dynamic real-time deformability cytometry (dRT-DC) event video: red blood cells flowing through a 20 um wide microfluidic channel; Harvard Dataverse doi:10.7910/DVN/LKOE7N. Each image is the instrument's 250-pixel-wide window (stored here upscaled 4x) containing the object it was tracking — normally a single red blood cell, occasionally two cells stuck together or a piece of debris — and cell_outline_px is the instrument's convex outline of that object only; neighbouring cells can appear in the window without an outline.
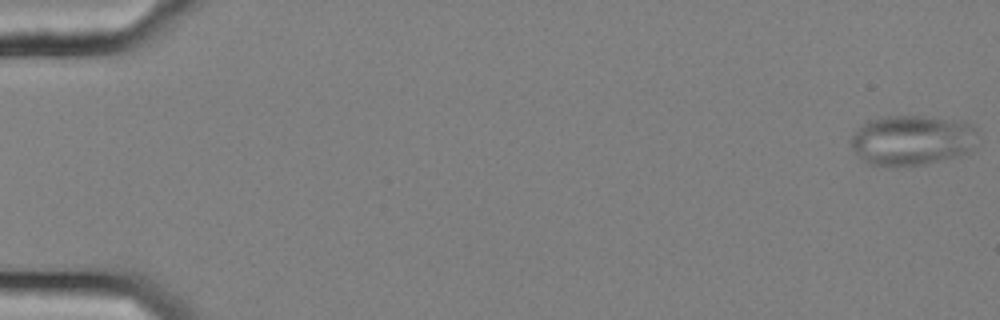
{"species": "common noctule bat (a hibernating species)", "species_latin": "Nyctalus noctula", "temperature_condition": "cold", "stored_images_in_passage": 57, "camera_frame_rate_fps": 3000, "um_per_image_px": 0.085, "animal": {"sex": "female", "body_mass_g": 25.1}, "frame": {"image": 1, "passage_image": 1, "time_ms": 0.0, "image_size_px": [1000, 320], "cell_outline_px": [[976, 132], [972, 152], [960, 156], [924, 164], [872, 164], [864, 160], [852, 148], [852, 136], [868, 120], [888, 116], [924, 116], [972, 124], [976, 128]], "centroid_in_image_um": [77.57, 11.9], "position_along_channel_um": 7.4, "area_um2": 36.13}}
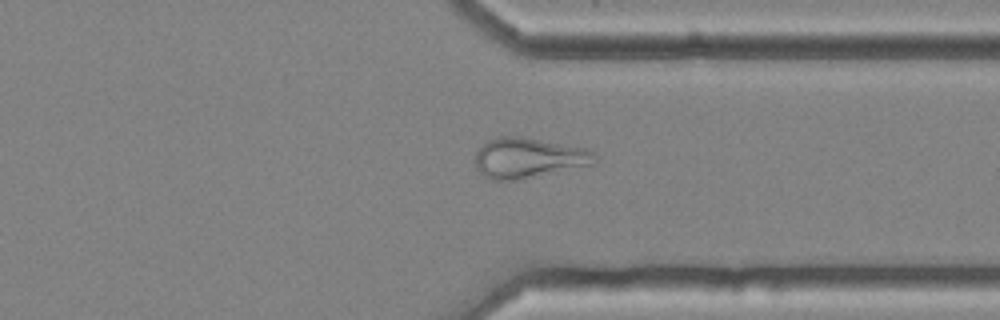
{"frame": {"image": 2, "passage_image": 44, "time_ms": 14.333, "image_size_px": [1000, 320], "cell_outline_px": [[600, 156], [592, 164], [520, 180], [492, 180], [484, 176], [476, 168], [476, 152], [488, 140], [496, 136], [520, 136], [584, 148], [596, 152]], "centroid_in_image_um": [44.92, 13.42], "position_along_channel_um": 366.5, "area_um2": 28.03}}
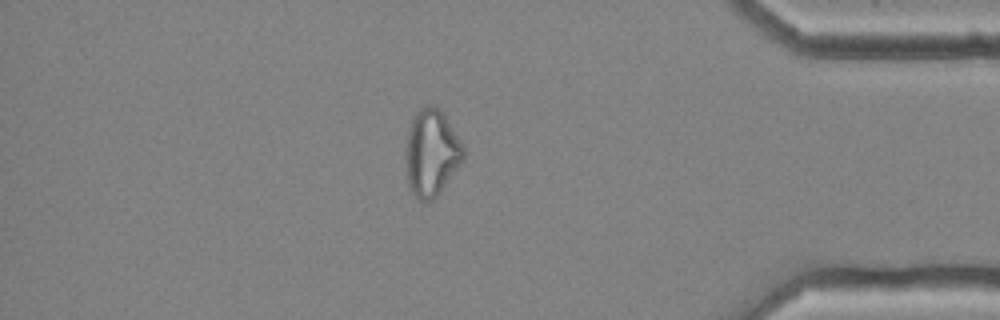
{"frame": {"image": 3, "passage_image": 49, "time_ms": 16.0, "image_size_px": [1000, 320], "cell_outline_px": [[464, 160], [436, 196], [432, 200], [424, 204], [416, 200], [408, 184], [408, 132], [412, 120], [420, 108], [428, 104], [440, 108], [464, 148]], "centroid_in_image_um": [36.7, 13.02], "position_along_channel_um": 398.5, "area_um2": 28.44}}